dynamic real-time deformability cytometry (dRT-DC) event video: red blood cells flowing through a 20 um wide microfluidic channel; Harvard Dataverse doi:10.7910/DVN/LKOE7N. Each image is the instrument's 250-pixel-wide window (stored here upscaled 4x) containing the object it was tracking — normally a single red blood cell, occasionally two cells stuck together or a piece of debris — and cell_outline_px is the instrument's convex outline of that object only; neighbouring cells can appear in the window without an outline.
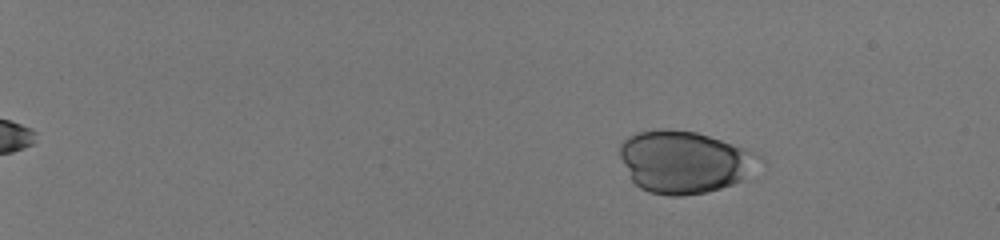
{"species": "human", "species_latin": "Homo sapiens", "temperature_condition": "room temperature", "stored_images_in_passage": 52, "camera_frame_rate_fps": 3000, "um_per_image_px": 0.085, "donor": {"sex": "male"}, "frame": {"image": 1, "passage_image": 5, "time_ms": 1.333, "image_size_px": [1000, 240], "cell_outline_px": [[748, 152], [740, 180], [732, 184], [720, 188], [704, 192], [684, 196], [668, 196], [648, 192], [640, 188], [632, 180], [620, 156], [620, 144], [628, 136], [636, 132], [660, 128], [668, 128], [696, 132], [720, 140], [740, 148]], "centroid_in_image_um": [57.86, 13.75], "position_along_channel_um": 27.1, "area_um2": 47.97}}
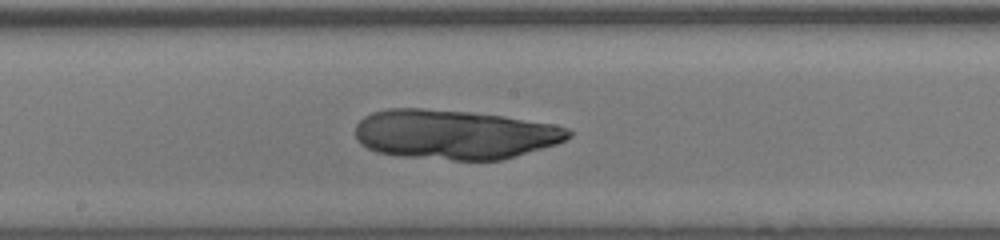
{"frame": {"image": 2, "passage_image": 32, "time_ms": 10.333, "image_size_px": [1000, 240], "cell_outline_px": [[572, 136], [556, 144], [500, 160], [452, 160], [400, 156], [376, 152], [360, 144], [356, 140], [356, 124], [364, 116], [372, 112], [388, 108], [420, 108], [472, 112], [504, 116], [552, 124], [568, 128], [572, 132]], "centroid_in_image_um": [38.59, 11.42], "position_along_channel_um": 209.6, "area_um2": 61.61}}
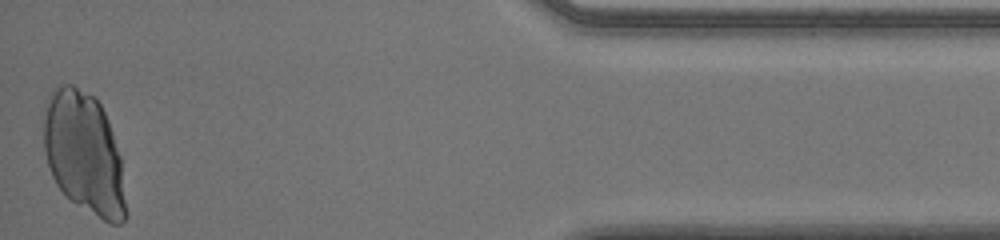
{"frame": {"image": 3, "passage_image": 52, "time_ms": 17.0, "image_size_px": [1000, 240], "cell_outline_px": [[128, 216], [120, 224], [108, 224], [72, 200], [56, 184], [52, 176], [44, 152], [44, 100], [52, 88], [60, 84], [72, 84], [92, 96], [100, 104], [108, 120], [120, 156]], "centroid_in_image_um": [7.14, 13.01], "position_along_channel_um": 428.1, "area_um2": 58.49}}